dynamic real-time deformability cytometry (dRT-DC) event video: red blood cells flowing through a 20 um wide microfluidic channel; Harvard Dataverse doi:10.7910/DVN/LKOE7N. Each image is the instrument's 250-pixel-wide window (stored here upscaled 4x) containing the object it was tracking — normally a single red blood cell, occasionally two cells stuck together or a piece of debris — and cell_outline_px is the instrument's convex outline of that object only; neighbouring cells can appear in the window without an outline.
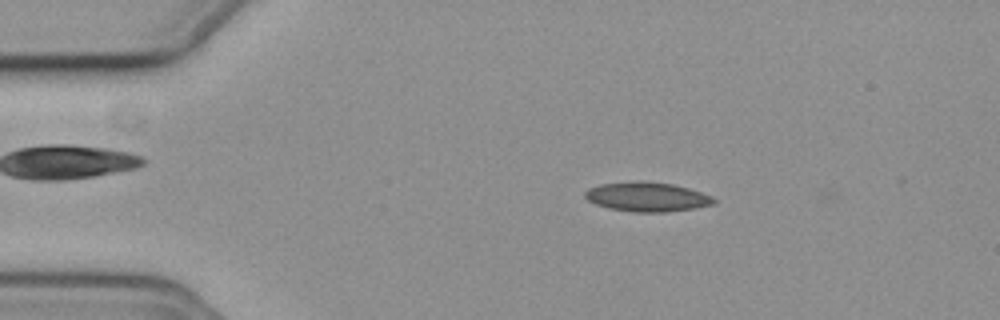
{"species": "common noctule bat (a hibernating species)", "species_latin": "Nyctalus noctula", "temperature_condition": "cold", "stored_images_in_passage": 3, "camera_frame_rate_fps": 3000, "um_per_image_px": 0.085, "animal": {"sex": "female", "body_mass_g": 19.3, "forearm_length_mm": 54.1}, "frame": {"image": 1, "passage_image": 2, "time_ms": 0.333, "image_size_px": [1000, 320], "cell_outline_px": [[716, 200], [712, 204], [692, 208], [664, 212], [632, 212], [608, 208], [596, 204], [588, 200], [584, 196], [584, 192], [588, 188], [600, 184], [628, 180], [644, 180], [672, 184], [688, 188], [712, 196]], "centroid_in_image_um": [54.93, 16.71], "position_along_channel_um": 30.1, "area_um2": 22.2}}